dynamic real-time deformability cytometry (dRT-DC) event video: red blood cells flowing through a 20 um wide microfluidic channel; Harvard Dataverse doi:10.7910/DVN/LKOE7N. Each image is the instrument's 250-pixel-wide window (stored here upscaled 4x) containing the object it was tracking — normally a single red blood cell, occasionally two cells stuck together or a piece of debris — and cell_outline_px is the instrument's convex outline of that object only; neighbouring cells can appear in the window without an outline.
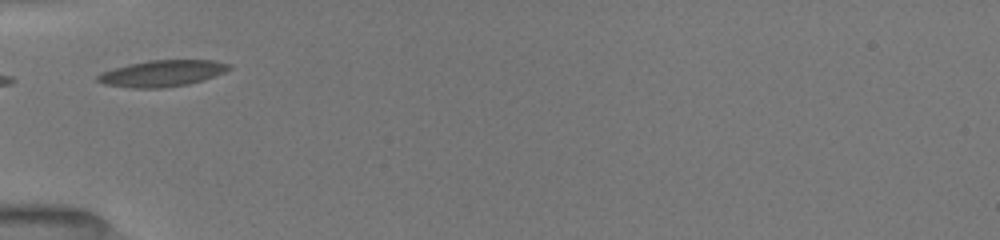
{"species": "common noctule bat (a hibernating species)", "species_latin": "Nyctalus noctula", "temperature_condition": "room temperature", "stored_images_in_passage": 7, "camera_frame_rate_fps": 3000, "um_per_image_px": 0.085, "animal": {"sex": "female", "body_mass_g": 19.5, "forearm_length_mm": 54.1}, "frame": {"image": 1, "passage_image": 1, "time_ms": 0.0, "image_size_px": [1000, 240], "cell_outline_px": [[232, 68], [224, 72], [204, 80], [188, 84], [164, 88], [132, 88], [104, 84], [96, 80], [96, 76], [100, 72], [112, 68], [128, 64], [148, 60], [212, 60], [232, 64]], "centroid_in_image_um": [13.77, 6.23], "position_along_channel_um": 71.2, "area_um2": 20.4}}
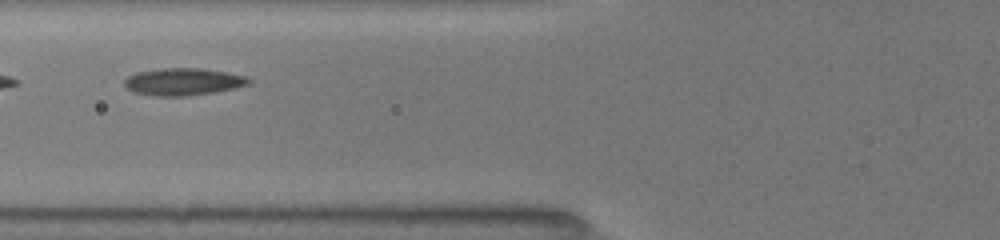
{"frame": {"image": 2, "passage_image": 6, "time_ms": 1.0, "image_size_px": [1000, 240], "cell_outline_px": [[252, 84], [236, 88], [216, 92], [188, 96], [152, 96], [132, 92], [124, 84], [124, 80], [128, 76], [136, 72], [160, 68], [200, 68], [228, 72], [248, 76], [252, 80]], "centroid_in_image_um": [15.62, 6.95], "position_along_channel_um": 110.2, "area_um2": 20.17}}